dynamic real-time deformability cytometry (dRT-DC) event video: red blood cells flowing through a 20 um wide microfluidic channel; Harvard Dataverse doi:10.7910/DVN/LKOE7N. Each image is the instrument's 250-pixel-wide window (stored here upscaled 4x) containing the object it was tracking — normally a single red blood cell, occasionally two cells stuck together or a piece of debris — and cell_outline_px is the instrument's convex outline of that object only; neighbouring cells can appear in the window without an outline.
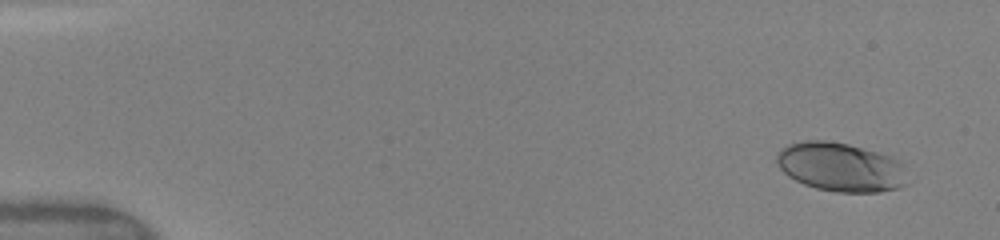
{"species": "human", "species_latin": "Homo sapiens", "temperature_condition": "warm", "stored_images_in_passage": 12, "camera_frame_rate_fps": 3000, "um_per_image_px": 0.085, "donor": {"sex": "female"}, "frame": {"image": 1, "passage_image": 1, "time_ms": 0.0, "image_size_px": [1000, 240], "cell_outline_px": [[908, 184], [900, 188], [880, 192], [836, 192], [816, 188], [804, 184], [788, 176], [780, 168], [776, 160], [776, 152], [780, 148], [788, 144], [804, 140], [824, 140], [848, 144], [876, 152], [900, 160]], "centroid_in_image_um": [71.43, 14.2], "position_along_channel_um": 13.6, "area_um2": 37.34}}
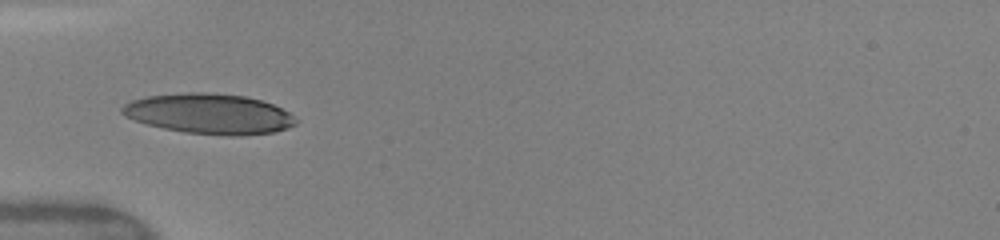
{"frame": {"image": 2, "passage_image": 6, "time_ms": 4.667, "image_size_px": [1000, 240], "cell_outline_px": [[300, 120], [296, 124], [288, 128], [272, 132], [240, 136], [228, 136], [184, 132], [164, 128], [148, 124], [136, 120], [120, 112], [120, 108], [124, 104], [132, 100], [144, 96], [188, 92], [208, 92], [244, 96], [260, 100], [272, 104], [288, 112]], "centroid_in_image_um": [17.8, 9.67], "position_along_channel_um": 67.2, "area_um2": 40.75}}
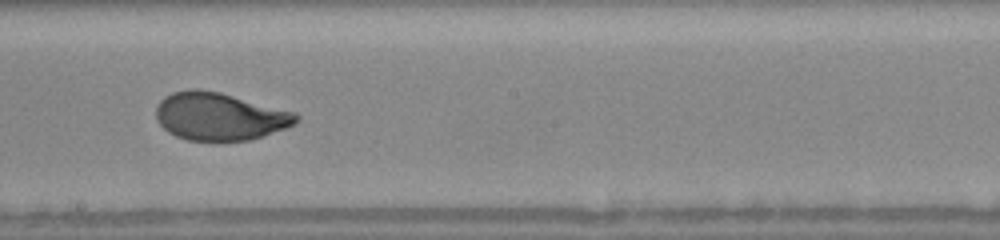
{"frame": {"image": 3, "passage_image": 10, "time_ms": 8.667, "image_size_px": [1000, 240], "cell_outline_px": [[300, 120], [296, 124], [264, 136], [248, 140], [188, 140], [176, 136], [168, 132], [156, 120], [156, 104], [164, 96], [172, 92], [188, 88], [200, 88], [220, 92], [296, 112], [300, 116]], "centroid_in_image_um": [18.67, 9.87], "position_along_channel_um": 229.5, "area_um2": 39.3}}